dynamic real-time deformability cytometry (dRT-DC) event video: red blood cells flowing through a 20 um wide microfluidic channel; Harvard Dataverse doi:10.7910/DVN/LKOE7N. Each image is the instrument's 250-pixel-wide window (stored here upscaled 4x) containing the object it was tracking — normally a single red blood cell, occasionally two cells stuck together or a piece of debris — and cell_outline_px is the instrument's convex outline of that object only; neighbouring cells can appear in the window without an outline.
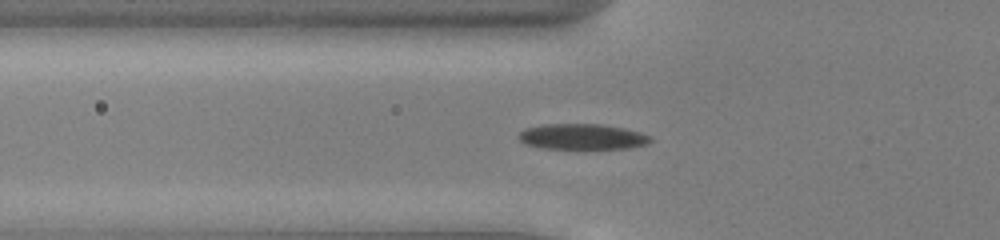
{"species": "common noctule bat (a hibernating species)", "species_latin": "Nyctalus noctula", "temperature_condition": "cold", "stored_images_in_passage": 40, "camera_frame_rate_fps": 3000, "um_per_image_px": 0.085, "animal": {"sex": "male", "body_mass_g": 13.0, "forearm_length_mm": 53.1}, "frame": {"image": 1, "passage_image": 6, "time_ms": 1.667, "image_size_px": [1000, 240], "cell_outline_px": [[652, 140], [648, 144], [628, 148], [544, 148], [524, 144], [516, 136], [524, 128], [544, 124], [600, 124], [624, 128], [640, 132], [652, 136]], "centroid_in_image_um": [49.48, 11.61], "position_along_channel_um": 76.3, "area_um2": 19.71}}
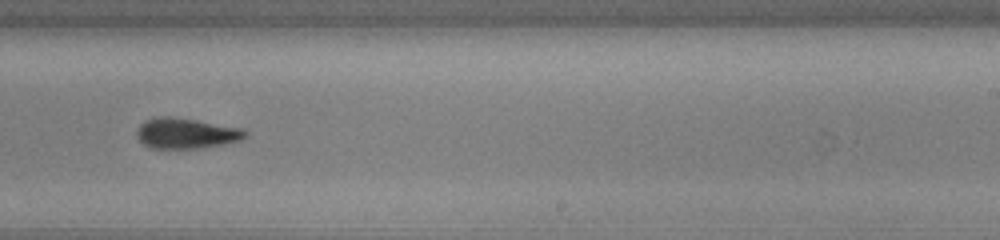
{"frame": {"image": 2, "passage_image": 21, "time_ms": 6.667, "image_size_px": [1000, 240], "cell_outline_px": [[248, 136], [240, 140], [224, 144], [204, 148], [148, 148], [136, 136], [136, 132], [140, 124], [144, 120], [156, 116], [168, 116], [196, 120], [240, 128], [248, 132]], "centroid_in_image_um": [15.8, 11.33], "position_along_channel_um": 273.2, "area_um2": 19.36}}
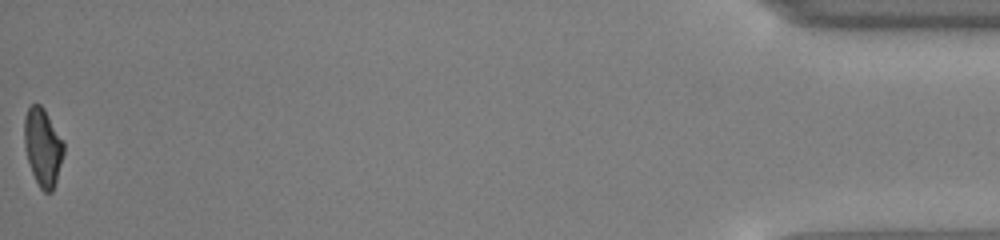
{"frame": {"image": 3, "passage_image": 40, "time_ms": 13.0, "image_size_px": [1000, 240], "cell_outline_px": [[64, 152], [56, 180], [52, 192], [44, 192], [40, 188], [32, 172], [28, 160], [24, 144], [24, 116], [28, 108], [32, 104], [40, 104], [44, 108], [64, 140]], "centroid_in_image_um": [3.64, 12.46], "position_along_channel_um": 431.6, "area_um2": 17.86}, "authors_computed_cell_mechanics": {"area_um2": 19.363, "velocity_mm_per_s": 3.9489, "shape_relaxation_time_tau1_ms": 6.7859, "shape_relaxation_time_tau2_ms": 4.0069, "deformation_change_tau1": 0.1615, "deformation_change_tau2": 0.0924}}